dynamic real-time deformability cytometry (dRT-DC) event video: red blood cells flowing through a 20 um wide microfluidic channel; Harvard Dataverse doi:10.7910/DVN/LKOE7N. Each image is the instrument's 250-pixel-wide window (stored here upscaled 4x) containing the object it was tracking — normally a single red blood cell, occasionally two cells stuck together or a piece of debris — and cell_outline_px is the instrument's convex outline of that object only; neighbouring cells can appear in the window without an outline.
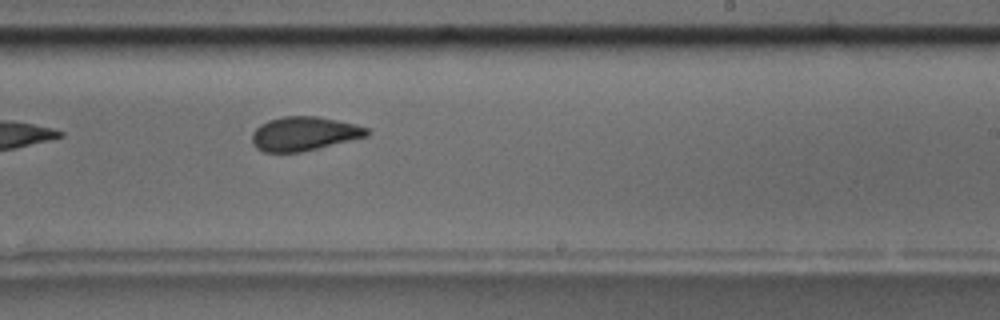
{"species": "common noctule bat (a hibernating species)", "species_latin": "Nyctalus noctula", "temperature_condition": "room temperature", "stored_images_in_passage": 6, "camera_frame_rate_fps": 3000, "um_per_image_px": 0.085, "animal": {"sex": "male", "body_mass_g": 17.5, "forearm_length_mm": 52.3}, "frame": {"image": 1, "passage_image": 6, "time_ms": 6.0, "image_size_px": [1000, 320], "cell_outline_px": [[372, 132], [368, 136], [300, 152], [264, 152], [256, 148], [252, 144], [252, 132], [260, 124], [268, 120], [284, 116], [316, 116], [356, 124], [368, 128]], "centroid_in_image_um": [25.84, 11.36], "position_along_channel_um": 263.2, "area_um2": 22.77}}